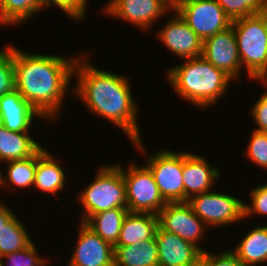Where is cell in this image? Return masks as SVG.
I'll use <instances>...</instances> for the list:
<instances>
[{
	"instance_id": "6da1fadb",
	"label": "cell",
	"mask_w": 267,
	"mask_h": 266,
	"mask_svg": "<svg viewBox=\"0 0 267 266\" xmlns=\"http://www.w3.org/2000/svg\"><path fill=\"white\" fill-rule=\"evenodd\" d=\"M79 54L73 70V77H76L73 79H77V84H73V96L83 102L88 113L117 125L137 152L144 156L149 154L142 142L137 115L140 107L131 93L128 76L91 65L88 51Z\"/></svg>"
},
{
	"instance_id": "7a4b0ae2",
	"label": "cell",
	"mask_w": 267,
	"mask_h": 266,
	"mask_svg": "<svg viewBox=\"0 0 267 266\" xmlns=\"http://www.w3.org/2000/svg\"><path fill=\"white\" fill-rule=\"evenodd\" d=\"M78 56L33 54L13 45L15 89L52 124L64 110L66 95L73 94L71 83Z\"/></svg>"
},
{
	"instance_id": "3957f363",
	"label": "cell",
	"mask_w": 267,
	"mask_h": 266,
	"mask_svg": "<svg viewBox=\"0 0 267 266\" xmlns=\"http://www.w3.org/2000/svg\"><path fill=\"white\" fill-rule=\"evenodd\" d=\"M165 74L175 94L200 109L217 104L234 81L202 55L184 59L183 63L169 68Z\"/></svg>"
},
{
	"instance_id": "277c9868",
	"label": "cell",
	"mask_w": 267,
	"mask_h": 266,
	"mask_svg": "<svg viewBox=\"0 0 267 266\" xmlns=\"http://www.w3.org/2000/svg\"><path fill=\"white\" fill-rule=\"evenodd\" d=\"M93 181L77 195L81 205L80 222L90 216L113 208H127L126 184L120 164H104L98 167Z\"/></svg>"
},
{
	"instance_id": "5b68a950",
	"label": "cell",
	"mask_w": 267,
	"mask_h": 266,
	"mask_svg": "<svg viewBox=\"0 0 267 266\" xmlns=\"http://www.w3.org/2000/svg\"><path fill=\"white\" fill-rule=\"evenodd\" d=\"M240 62L249 79L267 68V25L258 15L232 21Z\"/></svg>"
},
{
	"instance_id": "8992f818",
	"label": "cell",
	"mask_w": 267,
	"mask_h": 266,
	"mask_svg": "<svg viewBox=\"0 0 267 266\" xmlns=\"http://www.w3.org/2000/svg\"><path fill=\"white\" fill-rule=\"evenodd\" d=\"M120 170L126 184V201L129 212L158 214L166 205L150 169L131 162Z\"/></svg>"
},
{
	"instance_id": "52a82bcc",
	"label": "cell",
	"mask_w": 267,
	"mask_h": 266,
	"mask_svg": "<svg viewBox=\"0 0 267 266\" xmlns=\"http://www.w3.org/2000/svg\"><path fill=\"white\" fill-rule=\"evenodd\" d=\"M187 203L209 228H226L244 220V200L236 195L214 190L194 195Z\"/></svg>"
},
{
	"instance_id": "ba28073f",
	"label": "cell",
	"mask_w": 267,
	"mask_h": 266,
	"mask_svg": "<svg viewBox=\"0 0 267 266\" xmlns=\"http://www.w3.org/2000/svg\"><path fill=\"white\" fill-rule=\"evenodd\" d=\"M145 165L153 174L166 203L184 202L183 151L162 149L146 156Z\"/></svg>"
},
{
	"instance_id": "9c48e42d",
	"label": "cell",
	"mask_w": 267,
	"mask_h": 266,
	"mask_svg": "<svg viewBox=\"0 0 267 266\" xmlns=\"http://www.w3.org/2000/svg\"><path fill=\"white\" fill-rule=\"evenodd\" d=\"M173 9L202 41L227 29L232 23L216 0H176Z\"/></svg>"
},
{
	"instance_id": "30bf717a",
	"label": "cell",
	"mask_w": 267,
	"mask_h": 266,
	"mask_svg": "<svg viewBox=\"0 0 267 266\" xmlns=\"http://www.w3.org/2000/svg\"><path fill=\"white\" fill-rule=\"evenodd\" d=\"M102 11L107 17L124 20L148 32L166 13L173 11V3L170 0H109Z\"/></svg>"
},
{
	"instance_id": "8fae6325",
	"label": "cell",
	"mask_w": 267,
	"mask_h": 266,
	"mask_svg": "<svg viewBox=\"0 0 267 266\" xmlns=\"http://www.w3.org/2000/svg\"><path fill=\"white\" fill-rule=\"evenodd\" d=\"M157 216L158 226L162 230L177 234L202 252L207 251L200 244L209 227L193 212L187 202L166 203Z\"/></svg>"
},
{
	"instance_id": "7c38bea8",
	"label": "cell",
	"mask_w": 267,
	"mask_h": 266,
	"mask_svg": "<svg viewBox=\"0 0 267 266\" xmlns=\"http://www.w3.org/2000/svg\"><path fill=\"white\" fill-rule=\"evenodd\" d=\"M202 56L233 80H240L243 69L232 25L203 40Z\"/></svg>"
},
{
	"instance_id": "4fadbf2b",
	"label": "cell",
	"mask_w": 267,
	"mask_h": 266,
	"mask_svg": "<svg viewBox=\"0 0 267 266\" xmlns=\"http://www.w3.org/2000/svg\"><path fill=\"white\" fill-rule=\"evenodd\" d=\"M173 10L174 15H170L167 23L155 33L157 39L182 60L201 56L203 41L179 13Z\"/></svg>"
},
{
	"instance_id": "5bb4252c",
	"label": "cell",
	"mask_w": 267,
	"mask_h": 266,
	"mask_svg": "<svg viewBox=\"0 0 267 266\" xmlns=\"http://www.w3.org/2000/svg\"><path fill=\"white\" fill-rule=\"evenodd\" d=\"M79 223L78 238L67 266H114V246Z\"/></svg>"
},
{
	"instance_id": "9a60e30c",
	"label": "cell",
	"mask_w": 267,
	"mask_h": 266,
	"mask_svg": "<svg viewBox=\"0 0 267 266\" xmlns=\"http://www.w3.org/2000/svg\"><path fill=\"white\" fill-rule=\"evenodd\" d=\"M190 152V153H189ZM220 169L210 165L206 156L183 151L184 202L197 194L212 191L220 177Z\"/></svg>"
},
{
	"instance_id": "2e32d148",
	"label": "cell",
	"mask_w": 267,
	"mask_h": 266,
	"mask_svg": "<svg viewBox=\"0 0 267 266\" xmlns=\"http://www.w3.org/2000/svg\"><path fill=\"white\" fill-rule=\"evenodd\" d=\"M45 120L19 93L13 89L0 97V123L10 131L30 132L37 119Z\"/></svg>"
},
{
	"instance_id": "e0dca14e",
	"label": "cell",
	"mask_w": 267,
	"mask_h": 266,
	"mask_svg": "<svg viewBox=\"0 0 267 266\" xmlns=\"http://www.w3.org/2000/svg\"><path fill=\"white\" fill-rule=\"evenodd\" d=\"M155 239L159 266H190L203 253L192 243L177 234L162 230L159 226Z\"/></svg>"
},
{
	"instance_id": "ac0fdd59",
	"label": "cell",
	"mask_w": 267,
	"mask_h": 266,
	"mask_svg": "<svg viewBox=\"0 0 267 266\" xmlns=\"http://www.w3.org/2000/svg\"><path fill=\"white\" fill-rule=\"evenodd\" d=\"M65 170L57 158L45 147L37 151V166L33 188L50 196L57 195L65 188Z\"/></svg>"
},
{
	"instance_id": "d6986e66",
	"label": "cell",
	"mask_w": 267,
	"mask_h": 266,
	"mask_svg": "<svg viewBox=\"0 0 267 266\" xmlns=\"http://www.w3.org/2000/svg\"><path fill=\"white\" fill-rule=\"evenodd\" d=\"M157 228L158 216L156 214L128 212L114 246L138 245L140 242L153 238Z\"/></svg>"
},
{
	"instance_id": "ffe728a7",
	"label": "cell",
	"mask_w": 267,
	"mask_h": 266,
	"mask_svg": "<svg viewBox=\"0 0 267 266\" xmlns=\"http://www.w3.org/2000/svg\"><path fill=\"white\" fill-rule=\"evenodd\" d=\"M29 134L31 133L10 131L0 123V163L33 156L42 144Z\"/></svg>"
},
{
	"instance_id": "44dd1931",
	"label": "cell",
	"mask_w": 267,
	"mask_h": 266,
	"mask_svg": "<svg viewBox=\"0 0 267 266\" xmlns=\"http://www.w3.org/2000/svg\"><path fill=\"white\" fill-rule=\"evenodd\" d=\"M231 251L245 266L267 263V225L251 228Z\"/></svg>"
},
{
	"instance_id": "7402d4cb",
	"label": "cell",
	"mask_w": 267,
	"mask_h": 266,
	"mask_svg": "<svg viewBox=\"0 0 267 266\" xmlns=\"http://www.w3.org/2000/svg\"><path fill=\"white\" fill-rule=\"evenodd\" d=\"M114 266H159L155 236L138 245L114 246Z\"/></svg>"
},
{
	"instance_id": "603a6c76",
	"label": "cell",
	"mask_w": 267,
	"mask_h": 266,
	"mask_svg": "<svg viewBox=\"0 0 267 266\" xmlns=\"http://www.w3.org/2000/svg\"><path fill=\"white\" fill-rule=\"evenodd\" d=\"M7 164V165H5ZM8 168L7 172L2 174L0 169V187L15 189H31L35 181V172L37 166V152L25 159L12 160L5 162Z\"/></svg>"
},
{
	"instance_id": "cb8c5ba5",
	"label": "cell",
	"mask_w": 267,
	"mask_h": 266,
	"mask_svg": "<svg viewBox=\"0 0 267 266\" xmlns=\"http://www.w3.org/2000/svg\"><path fill=\"white\" fill-rule=\"evenodd\" d=\"M127 208H113L90 216L84 224L113 246L117 243Z\"/></svg>"
},
{
	"instance_id": "d4e9b609",
	"label": "cell",
	"mask_w": 267,
	"mask_h": 266,
	"mask_svg": "<svg viewBox=\"0 0 267 266\" xmlns=\"http://www.w3.org/2000/svg\"><path fill=\"white\" fill-rule=\"evenodd\" d=\"M42 0H2L0 3V24L14 26L23 24L39 15Z\"/></svg>"
},
{
	"instance_id": "484cf974",
	"label": "cell",
	"mask_w": 267,
	"mask_h": 266,
	"mask_svg": "<svg viewBox=\"0 0 267 266\" xmlns=\"http://www.w3.org/2000/svg\"><path fill=\"white\" fill-rule=\"evenodd\" d=\"M33 241L24 223L14 214L0 229V256L21 251Z\"/></svg>"
},
{
	"instance_id": "4316f807",
	"label": "cell",
	"mask_w": 267,
	"mask_h": 266,
	"mask_svg": "<svg viewBox=\"0 0 267 266\" xmlns=\"http://www.w3.org/2000/svg\"><path fill=\"white\" fill-rule=\"evenodd\" d=\"M34 241L25 249L2 256L3 266H47L44 256H39ZM6 260V261H5Z\"/></svg>"
},
{
	"instance_id": "83f0119b",
	"label": "cell",
	"mask_w": 267,
	"mask_h": 266,
	"mask_svg": "<svg viewBox=\"0 0 267 266\" xmlns=\"http://www.w3.org/2000/svg\"><path fill=\"white\" fill-rule=\"evenodd\" d=\"M226 15L233 21L259 14L262 0H216Z\"/></svg>"
},
{
	"instance_id": "f1b7e54d",
	"label": "cell",
	"mask_w": 267,
	"mask_h": 266,
	"mask_svg": "<svg viewBox=\"0 0 267 266\" xmlns=\"http://www.w3.org/2000/svg\"><path fill=\"white\" fill-rule=\"evenodd\" d=\"M15 89L13 44L0 49V97Z\"/></svg>"
},
{
	"instance_id": "f546056e",
	"label": "cell",
	"mask_w": 267,
	"mask_h": 266,
	"mask_svg": "<svg viewBox=\"0 0 267 266\" xmlns=\"http://www.w3.org/2000/svg\"><path fill=\"white\" fill-rule=\"evenodd\" d=\"M249 140L245 149L247 158L267 171V133L254 130Z\"/></svg>"
},
{
	"instance_id": "4dcf8cb0",
	"label": "cell",
	"mask_w": 267,
	"mask_h": 266,
	"mask_svg": "<svg viewBox=\"0 0 267 266\" xmlns=\"http://www.w3.org/2000/svg\"><path fill=\"white\" fill-rule=\"evenodd\" d=\"M89 0H42V11L57 6L67 17L75 21L86 20ZM84 19V20H83Z\"/></svg>"
},
{
	"instance_id": "1f68e13d",
	"label": "cell",
	"mask_w": 267,
	"mask_h": 266,
	"mask_svg": "<svg viewBox=\"0 0 267 266\" xmlns=\"http://www.w3.org/2000/svg\"><path fill=\"white\" fill-rule=\"evenodd\" d=\"M250 203L244 202V220L251 216L267 217V183L254 186L249 190Z\"/></svg>"
},
{
	"instance_id": "d6a6232c",
	"label": "cell",
	"mask_w": 267,
	"mask_h": 266,
	"mask_svg": "<svg viewBox=\"0 0 267 266\" xmlns=\"http://www.w3.org/2000/svg\"><path fill=\"white\" fill-rule=\"evenodd\" d=\"M257 99L249 110L252 122L257 125L253 130L267 133V96L261 94Z\"/></svg>"
},
{
	"instance_id": "836d02e7",
	"label": "cell",
	"mask_w": 267,
	"mask_h": 266,
	"mask_svg": "<svg viewBox=\"0 0 267 266\" xmlns=\"http://www.w3.org/2000/svg\"><path fill=\"white\" fill-rule=\"evenodd\" d=\"M210 252V266H245L231 251L224 249L220 254Z\"/></svg>"
},
{
	"instance_id": "e575fe53",
	"label": "cell",
	"mask_w": 267,
	"mask_h": 266,
	"mask_svg": "<svg viewBox=\"0 0 267 266\" xmlns=\"http://www.w3.org/2000/svg\"><path fill=\"white\" fill-rule=\"evenodd\" d=\"M14 214L15 212L4 201L0 203V229Z\"/></svg>"
},
{
	"instance_id": "d590c367",
	"label": "cell",
	"mask_w": 267,
	"mask_h": 266,
	"mask_svg": "<svg viewBox=\"0 0 267 266\" xmlns=\"http://www.w3.org/2000/svg\"><path fill=\"white\" fill-rule=\"evenodd\" d=\"M251 80L260 82L261 85H263V87L266 89L262 94L267 96V68L259 71Z\"/></svg>"
},
{
	"instance_id": "8d00e7d4",
	"label": "cell",
	"mask_w": 267,
	"mask_h": 266,
	"mask_svg": "<svg viewBox=\"0 0 267 266\" xmlns=\"http://www.w3.org/2000/svg\"><path fill=\"white\" fill-rule=\"evenodd\" d=\"M190 266H210V251H205Z\"/></svg>"
},
{
	"instance_id": "74e56055",
	"label": "cell",
	"mask_w": 267,
	"mask_h": 266,
	"mask_svg": "<svg viewBox=\"0 0 267 266\" xmlns=\"http://www.w3.org/2000/svg\"><path fill=\"white\" fill-rule=\"evenodd\" d=\"M267 25V0H262L261 11L258 14Z\"/></svg>"
},
{
	"instance_id": "f35d334b",
	"label": "cell",
	"mask_w": 267,
	"mask_h": 266,
	"mask_svg": "<svg viewBox=\"0 0 267 266\" xmlns=\"http://www.w3.org/2000/svg\"><path fill=\"white\" fill-rule=\"evenodd\" d=\"M0 266H3V259H2V256H0Z\"/></svg>"
}]
</instances>
